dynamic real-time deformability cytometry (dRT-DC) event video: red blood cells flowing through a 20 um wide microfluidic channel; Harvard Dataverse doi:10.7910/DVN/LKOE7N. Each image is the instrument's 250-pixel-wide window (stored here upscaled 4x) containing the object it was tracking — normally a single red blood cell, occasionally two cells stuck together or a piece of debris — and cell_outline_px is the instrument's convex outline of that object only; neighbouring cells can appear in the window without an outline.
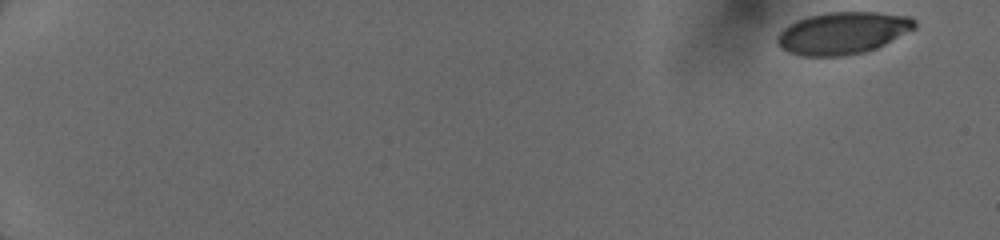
{"species": "human", "species_latin": "Homo sapiens", "temperature_condition": "cold", "stored_images_in_passage": 13, "camera_frame_rate_fps": 3000, "um_per_image_px": 0.085, "donor": {"sex": "female"}, "frame": {"image": 1, "passage_image": 1, "time_ms": 0.0, "image_size_px": [1000, 240], "cell_outline_px": [[916, 28], [876, 48], [864, 52], [844, 56], [804, 56], [788, 52], [776, 40], [776, 36], [788, 24], [796, 20], [808, 16], [828, 12], [880, 12], [912, 16], [916, 20]], "centroid_in_image_um": [71.66, 2.79], "position_along_channel_um": 13.3, "area_um2": 33.81}}
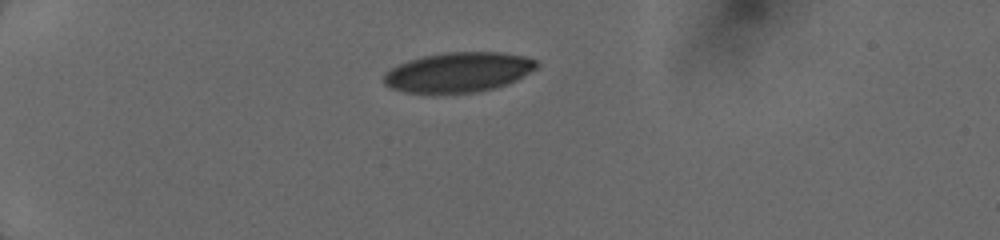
{"frame": {"image": 2, "passage_image": 10, "time_ms": 4.333, "image_size_px": [1000, 240], "cell_outline_px": [[540, 64], [536, 68], [516, 80], [508, 84], [496, 88], [476, 92], [404, 92], [392, 88], [384, 84], [384, 72], [408, 60], [424, 56], [448, 52], [500, 52], [524, 56], [536, 60]], "centroid_in_image_um": [38.99, 6.13], "position_along_channel_um": 46.0, "area_um2": 35.2}}